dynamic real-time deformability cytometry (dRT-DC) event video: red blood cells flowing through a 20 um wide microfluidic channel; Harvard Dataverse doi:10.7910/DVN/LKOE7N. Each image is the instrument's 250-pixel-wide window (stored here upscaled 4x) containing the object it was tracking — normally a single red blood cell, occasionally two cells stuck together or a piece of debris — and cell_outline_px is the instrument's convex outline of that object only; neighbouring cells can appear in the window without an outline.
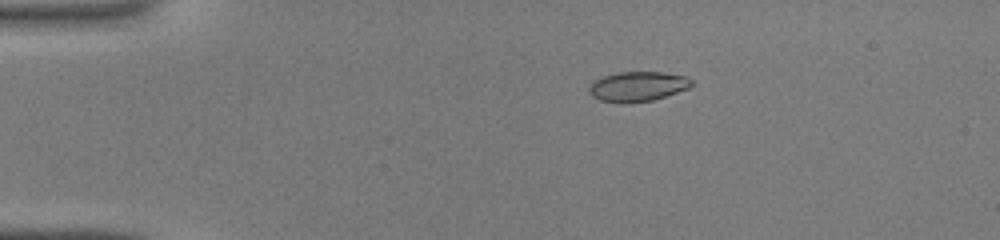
{"species": "common noctule bat (a hibernating species)", "species_latin": "Nyctalus noctula", "temperature_condition": "warm", "stored_images_in_passage": 37, "camera_frame_rate_fps": 3000, "um_per_image_px": 0.085, "animal": {"sex": "male", "body_mass_g": 19.0, "forearm_length_mm": 50.8}, "frame": {"image": 1, "passage_image": 1, "time_ms": 0.0, "image_size_px": [1000, 240], "cell_outline_px": [[696, 84], [688, 88], [652, 100], [624, 104], [600, 100], [592, 96], [588, 92], [588, 88], [592, 80], [616, 72], [664, 72], [688, 76]], "centroid_in_image_um": [54.19, 7.34], "position_along_channel_um": 30.8, "area_um2": 18.09}}
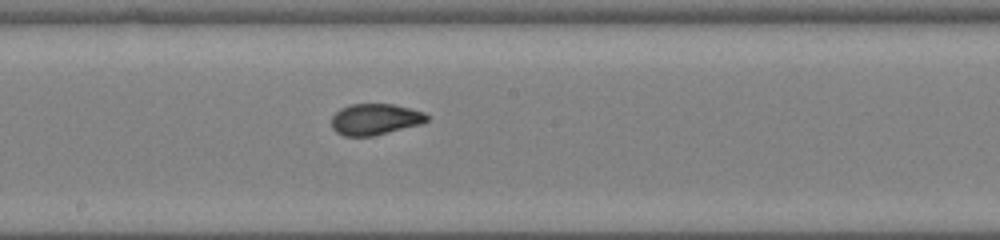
{"frame": {"image": 2, "passage_image": 17, "time_ms": 5.333, "image_size_px": [1000, 240], "cell_outline_px": [[428, 120], [420, 124], [372, 136], [344, 136], [336, 132], [332, 128], [332, 116], [340, 108], [348, 104], [392, 104], [424, 112], [428, 116]], "centroid_in_image_um": [31.85, 10.13], "position_along_channel_um": 216.4, "area_um2": 17.22}}
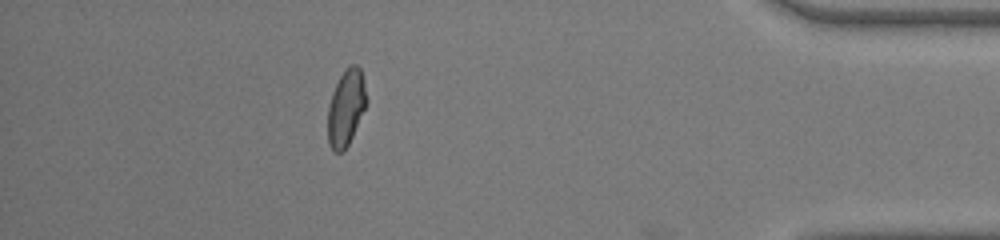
{"frame": {"image": 3, "passage_image": 32, "time_ms": 10.333, "image_size_px": [1000, 240], "cell_outline_px": [[368, 100], [352, 136], [344, 152], [336, 152], [328, 144], [328, 108], [332, 92], [340, 76], [352, 64], [356, 64], [360, 68], [364, 80]], "centroid_in_image_um": [29.42, 9.16], "position_along_channel_um": 405.8, "area_um2": 16.99}}